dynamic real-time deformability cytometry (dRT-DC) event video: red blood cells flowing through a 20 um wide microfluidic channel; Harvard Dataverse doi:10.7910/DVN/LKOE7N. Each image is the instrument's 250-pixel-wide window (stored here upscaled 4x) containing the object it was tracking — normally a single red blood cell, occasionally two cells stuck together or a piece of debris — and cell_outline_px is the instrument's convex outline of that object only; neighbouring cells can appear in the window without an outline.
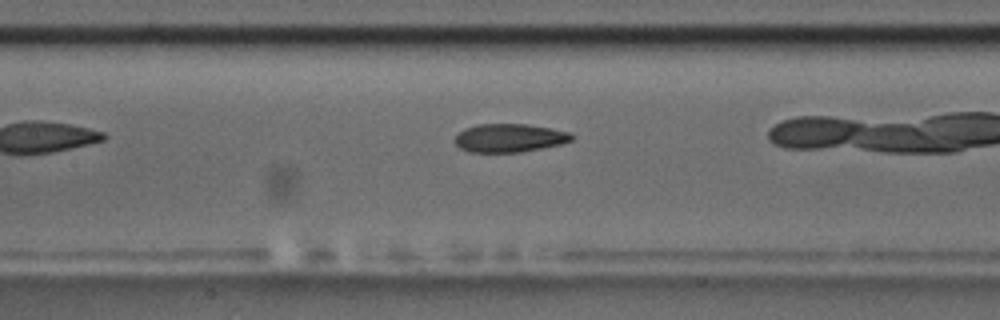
{"species": "common noctule bat (a hibernating species)", "species_latin": "Nyctalus noctula", "temperature_condition": "room temperature", "stored_images_in_passage": 17, "camera_frame_rate_fps": 3000, "um_per_image_px": 0.085, "animal": {"sex": "male", "body_mass_g": 17.5, "forearm_length_mm": 52.3}, "frame": {"image": 1, "passage_image": 6, "time_ms": 1.667, "image_size_px": [1000, 320], "cell_outline_px": [[576, 136], [572, 140], [560, 144], [520, 152], [468, 152], [460, 148], [456, 144], [456, 136], [464, 128], [476, 124], [528, 124], [552, 128], [568, 132]], "centroid_in_image_um": [43.31, 11.72], "position_along_channel_um": 164.1, "area_um2": 19.31}}